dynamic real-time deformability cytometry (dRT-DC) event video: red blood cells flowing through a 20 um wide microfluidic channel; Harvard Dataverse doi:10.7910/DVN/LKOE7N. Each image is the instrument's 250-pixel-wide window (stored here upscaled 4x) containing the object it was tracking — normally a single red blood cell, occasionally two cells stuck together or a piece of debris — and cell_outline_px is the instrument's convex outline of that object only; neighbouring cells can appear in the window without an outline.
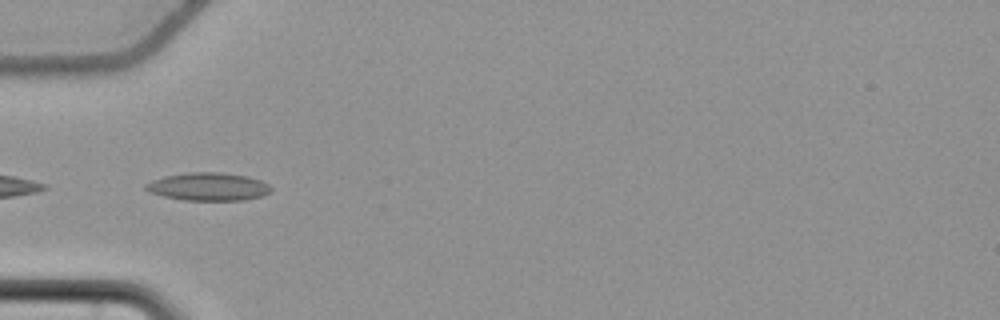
{"species": "common noctule bat (a hibernating species)", "species_latin": "Nyctalus noctula", "temperature_condition": "cold", "stored_images_in_passage": 38, "camera_frame_rate_fps": 3000, "um_per_image_px": 0.085, "animal": {"sex": "female", "body_mass_g": 22.7, "forearm_length_mm": 54.2}, "frame": {"image": 1, "passage_image": 1, "time_ms": 0.0, "image_size_px": [1000, 320], "cell_outline_px": [[272, 188], [268, 192], [260, 196], [244, 200], [184, 200], [164, 196], [152, 192], [144, 188], [144, 184], [152, 180], [164, 176], [188, 172], [220, 172], [248, 176], [260, 180], [268, 184]], "centroid_in_image_um": [17.69, 15.85], "position_along_channel_um": 67.3, "area_um2": 20.29}, "authors_computed_cell_mechanics": {"area_um2": 18.3226, "velocity_mm_per_s": 3.7018, "shape_relaxation_time_tau1_ms": null, "shape_relaxation_time_tau2_ms": 6.1481, "deformation_change_tau1": null, "deformation_change_tau2": 0.1396}}